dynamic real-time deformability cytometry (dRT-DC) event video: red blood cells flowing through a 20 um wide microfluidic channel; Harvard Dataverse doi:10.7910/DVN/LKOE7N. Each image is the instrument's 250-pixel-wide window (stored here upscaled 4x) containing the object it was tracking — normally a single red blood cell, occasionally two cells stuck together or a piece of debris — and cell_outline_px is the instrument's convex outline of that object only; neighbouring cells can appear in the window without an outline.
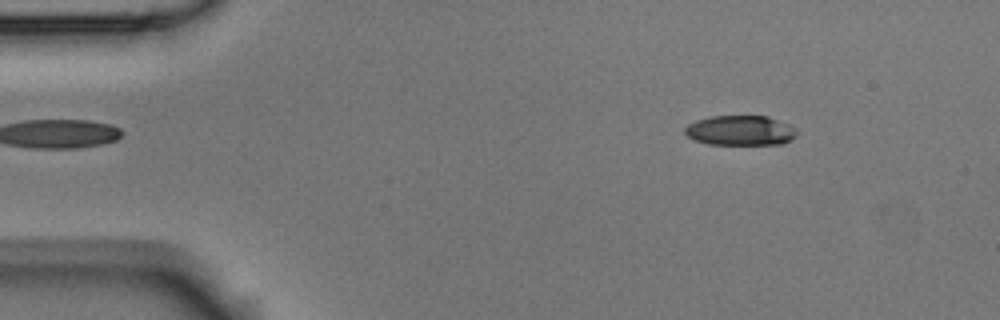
{"species": "Egyptian fruit bat (a non-hibernating species)", "species_latin": "Rousettus aegyptiacus", "temperature_condition": "room temperature", "stored_images_in_passage": 47, "camera_frame_rate_fps": 3000, "um_per_image_px": 0.085, "animal": {"sex": "male"}, "frame": {"image": 1, "passage_image": 1, "time_ms": 0.0, "image_size_px": [1000, 320], "cell_outline_px": [[796, 136], [792, 140], [780, 144], [708, 144], [696, 140], [688, 136], [684, 132], [684, 128], [688, 124], [696, 120], [712, 116], [768, 116], [788, 124], [796, 128]], "centroid_in_image_um": [62.94, 11.09], "position_along_channel_um": 22.1, "area_um2": 19.48}}
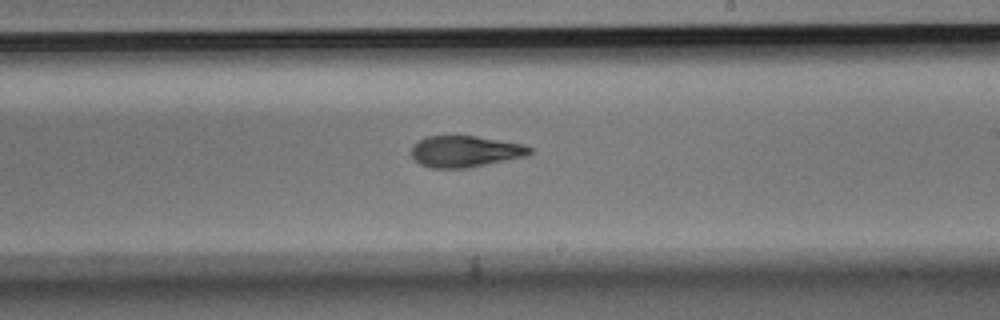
{"frame": {"image": 2, "passage_image": 25, "time_ms": 8.0, "image_size_px": [1000, 320], "cell_outline_px": [[532, 152], [528, 156], [468, 168], [432, 168], [420, 164], [412, 156], [412, 144], [416, 140], [428, 136], [476, 136], [524, 144], [532, 148]], "centroid_in_image_um": [39.55, 12.87], "position_along_channel_um": 249.4, "area_um2": 21.79}}
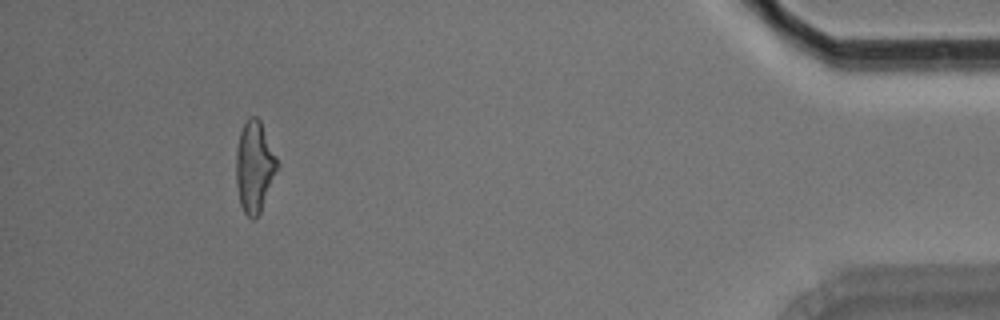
{"frame": {"image": 3, "passage_image": 43, "time_ms": 14.0, "image_size_px": [1000, 320], "cell_outline_px": [[276, 168], [260, 212], [252, 220], [244, 212], [240, 204], [236, 184], [236, 148], [240, 132], [248, 116], [256, 116], [260, 120], [276, 156]], "centroid_in_image_um": [21.58, 14.13], "position_along_channel_um": 413.6, "area_um2": 21.27}}